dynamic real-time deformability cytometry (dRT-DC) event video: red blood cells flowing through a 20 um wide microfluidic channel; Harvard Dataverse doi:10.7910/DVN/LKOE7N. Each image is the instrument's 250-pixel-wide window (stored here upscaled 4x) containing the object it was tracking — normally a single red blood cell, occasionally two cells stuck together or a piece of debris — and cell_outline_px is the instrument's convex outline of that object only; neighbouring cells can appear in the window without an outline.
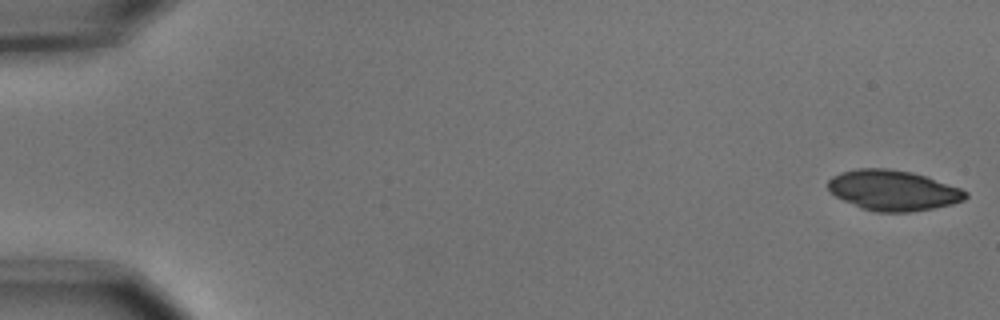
{"species": "common noctule bat (a hibernating species)", "species_latin": "Nyctalus noctula", "temperature_condition": "cold", "stored_images_in_passage": 5, "camera_frame_rate_fps": 3000, "um_per_image_px": 0.085, "animal": {"sex": "male", "body_mass_g": 15.6}, "frame": {"image": 1, "passage_image": 1, "time_ms": 0.0, "image_size_px": [1000, 320], "cell_outline_px": [[968, 196], [964, 200], [952, 204], [932, 208], [908, 212], [876, 212], [860, 208], [836, 196], [828, 188], [828, 180], [832, 176], [840, 172], [856, 168], [888, 168], [912, 172], [960, 188], [968, 192]], "centroid_in_image_um": [75.89, 16.17], "position_along_channel_um": 9.1, "area_um2": 32.25}}